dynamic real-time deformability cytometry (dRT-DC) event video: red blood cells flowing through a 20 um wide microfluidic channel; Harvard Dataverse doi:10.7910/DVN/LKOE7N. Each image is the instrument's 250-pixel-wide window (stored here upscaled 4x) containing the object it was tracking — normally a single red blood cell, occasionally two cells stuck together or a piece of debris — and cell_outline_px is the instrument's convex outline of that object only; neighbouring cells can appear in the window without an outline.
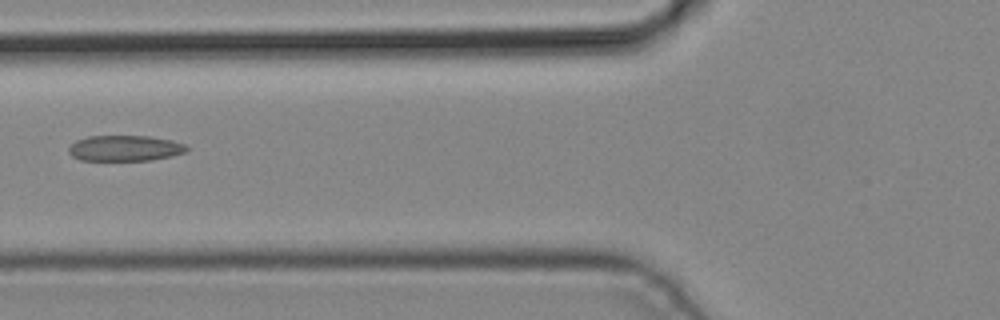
{"species": "common noctule bat (a hibernating species)", "species_latin": "Nyctalus noctula", "temperature_condition": "cold", "stored_images_in_passage": 6, "camera_frame_rate_fps": 3000, "um_per_image_px": 0.085, "animal": {"sex": "male", "body_mass_g": 19.2, "forearm_length_mm": 51.8}, "frame": {"image": 1, "passage_image": 5, "time_ms": 1.333, "image_size_px": [1000, 320], "cell_outline_px": [[188, 152], [172, 156], [148, 160], [80, 160], [72, 156], [68, 152], [68, 148], [76, 140], [88, 136], [148, 136], [172, 140], [184, 144], [188, 148]], "centroid_in_image_um": [10.62, 12.59], "position_along_channel_um": 115.2, "area_um2": 17.69}}
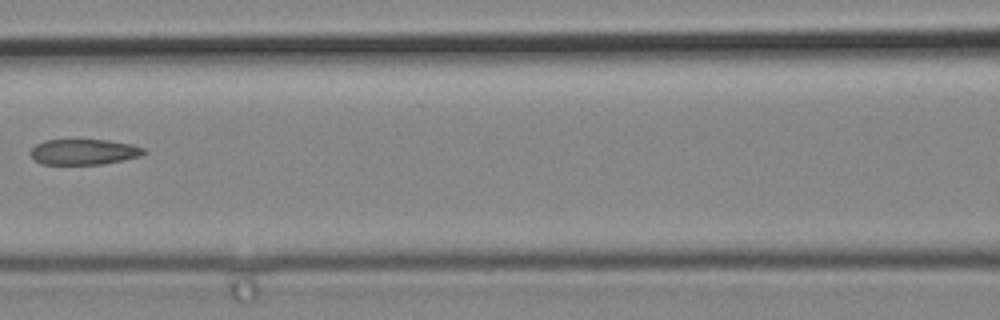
{"frame": {"image": 2, "passage_image": 6, "time_ms": 1.667, "image_size_px": [1000, 320], "cell_outline_px": [[148, 152], [140, 156], [124, 160], [100, 164], [40, 164], [32, 156], [32, 148], [36, 144], [44, 140], [108, 140], [132, 144], [144, 148]], "centroid_in_image_um": [7.17, 12.91], "position_along_channel_um": 159.4, "area_um2": 16.82}}